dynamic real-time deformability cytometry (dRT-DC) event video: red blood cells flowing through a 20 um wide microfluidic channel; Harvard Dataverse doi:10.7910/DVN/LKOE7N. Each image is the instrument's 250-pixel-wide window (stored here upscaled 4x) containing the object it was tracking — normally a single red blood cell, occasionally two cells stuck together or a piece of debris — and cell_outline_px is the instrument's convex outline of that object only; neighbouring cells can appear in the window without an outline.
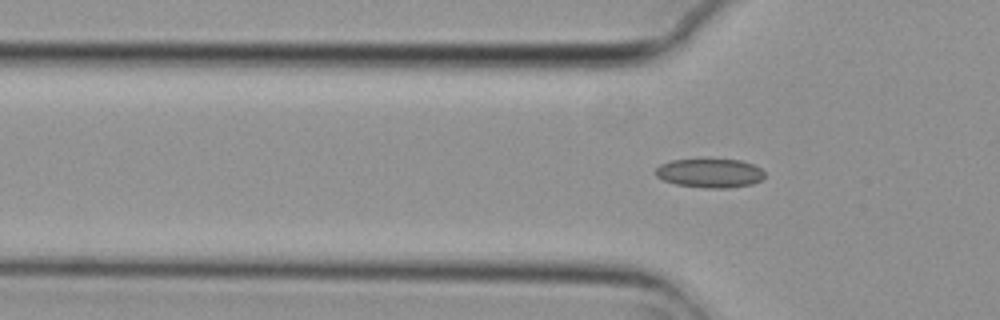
{"species": "common noctule bat (a hibernating species)", "species_latin": "Nyctalus noctula", "temperature_condition": "cold", "stored_images_in_passage": 5, "camera_frame_rate_fps": 3000, "um_per_image_px": 0.085, "animal": {"sex": "female", "body_mass_g": 29.2, "forearm_length_mm": 56.3}, "frame": {"image": 1, "passage_image": 5, "time_ms": 1.333, "image_size_px": [1000, 320], "cell_outline_px": [[764, 176], [760, 180], [752, 184], [728, 188], [704, 188], [676, 184], [664, 180], [656, 176], [656, 168], [660, 164], [672, 160], [740, 160], [752, 164], [760, 168], [764, 172]], "centroid_in_image_um": [60.33, 14.72], "position_along_channel_um": 65.5, "area_um2": 18.21}}